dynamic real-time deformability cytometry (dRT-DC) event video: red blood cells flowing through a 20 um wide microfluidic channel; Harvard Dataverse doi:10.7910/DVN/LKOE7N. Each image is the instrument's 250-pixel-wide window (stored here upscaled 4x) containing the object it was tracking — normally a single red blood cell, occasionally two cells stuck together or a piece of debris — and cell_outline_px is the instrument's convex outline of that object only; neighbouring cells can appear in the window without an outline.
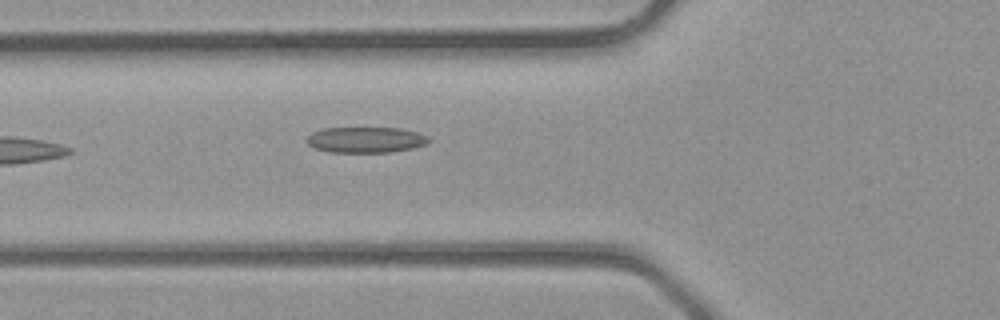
{"species": "common noctule bat (a hibernating species)", "species_latin": "Nyctalus noctula", "temperature_condition": "room temperature", "stored_images_in_passage": 2, "camera_frame_rate_fps": 3000, "um_per_image_px": 0.085, "animal": {"sex": "male", "body_mass_g": 23.1, "forearm_length_mm": 52.7}, "frame": {"image": 1, "passage_image": 2, "time_ms": 0.333, "image_size_px": [1000, 320], "cell_outline_px": [[432, 140], [428, 144], [412, 148], [388, 152], [328, 152], [316, 148], [308, 144], [304, 140], [312, 132], [324, 128], [400, 128], [416, 132], [428, 136]], "centroid_in_image_um": [31.09, 11.88], "position_along_channel_um": 94.7, "area_um2": 18.38}}